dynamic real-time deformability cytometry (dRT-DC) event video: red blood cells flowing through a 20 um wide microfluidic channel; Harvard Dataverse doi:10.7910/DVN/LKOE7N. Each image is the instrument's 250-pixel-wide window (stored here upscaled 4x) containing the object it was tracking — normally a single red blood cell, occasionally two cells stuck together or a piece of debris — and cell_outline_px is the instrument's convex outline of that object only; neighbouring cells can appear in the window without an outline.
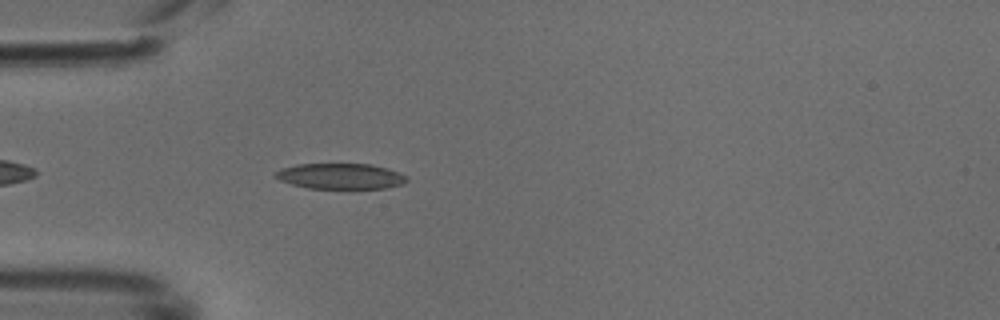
{"species": "common noctule bat (a hibernating species)", "species_latin": "Nyctalus noctula", "temperature_condition": "cold", "stored_images_in_passage": 39, "camera_frame_rate_fps": 3000, "um_per_image_px": 0.085, "animal": {"sex": "male", "body_mass_g": 18.8}, "frame": {"image": 1, "passage_image": 4, "time_ms": 1.0, "image_size_px": [1000, 320], "cell_outline_px": [[408, 180], [404, 184], [388, 188], [308, 188], [292, 184], [280, 180], [272, 176], [280, 168], [296, 164], [372, 164], [408, 176]], "centroid_in_image_um": [28.92, 14.97], "position_along_channel_um": 56.1, "area_um2": 19.59}}
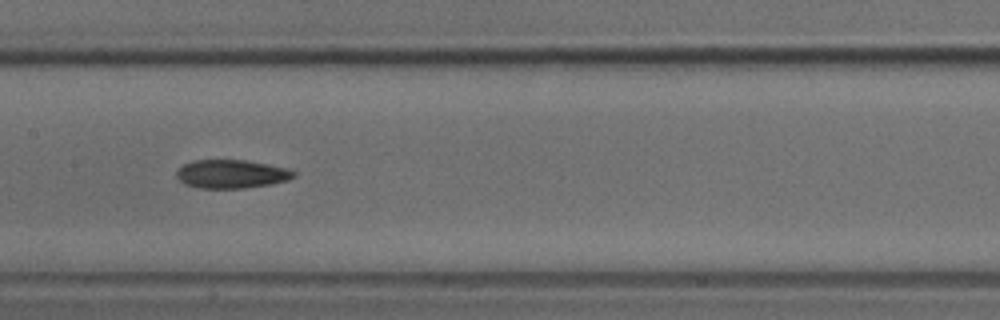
{"frame": {"image": 2, "passage_image": 14, "time_ms": 4.333, "image_size_px": [1000, 320], "cell_outline_px": [[296, 176], [288, 180], [272, 184], [244, 188], [200, 188], [184, 184], [176, 176], [176, 172], [184, 164], [192, 160], [244, 160], [268, 164], [284, 168], [296, 172]], "centroid_in_image_um": [19.67, 14.79], "position_along_channel_um": 187.7, "area_um2": 19.42}}
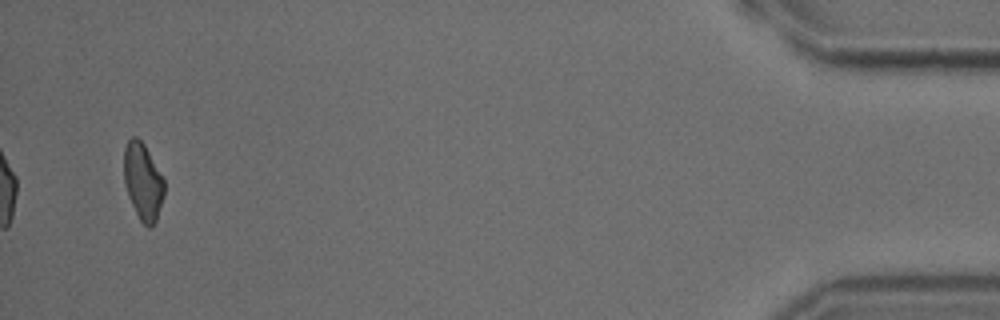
{"frame": {"image": 3, "passage_image": 37, "time_ms": 12.0, "image_size_px": [1000, 320], "cell_outline_px": [[164, 196], [156, 220], [152, 228], [148, 228], [140, 220], [128, 196], [124, 184], [124, 148], [128, 140], [132, 136], [136, 136], [144, 144], [164, 176]], "centroid_in_image_um": [12.16, 15.42], "position_along_channel_um": 423.0, "area_um2": 18.26}}